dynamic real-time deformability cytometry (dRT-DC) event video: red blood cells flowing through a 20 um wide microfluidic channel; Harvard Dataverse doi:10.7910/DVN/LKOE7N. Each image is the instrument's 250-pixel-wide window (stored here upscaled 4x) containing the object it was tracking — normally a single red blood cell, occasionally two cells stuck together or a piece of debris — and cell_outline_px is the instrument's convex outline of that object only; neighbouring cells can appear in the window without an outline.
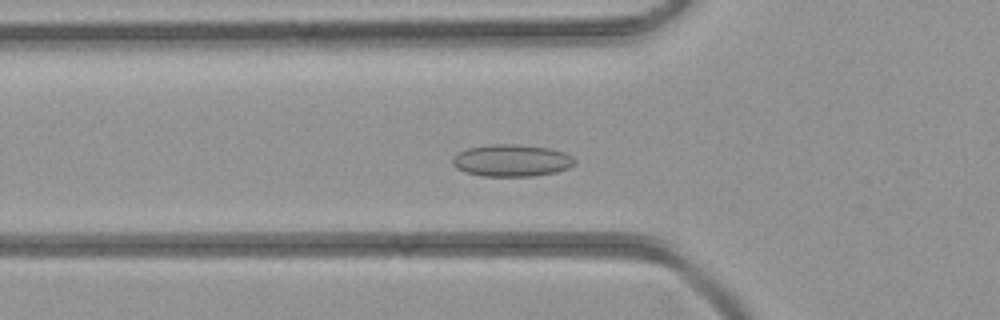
{"species": "common noctule bat (a hibernating species)", "species_latin": "Nyctalus noctula", "temperature_condition": "room temperature", "stored_images_in_passage": 46, "camera_frame_rate_fps": 3000, "um_per_image_px": 0.085, "animal": {"sex": "female", "body_mass_g": 21.9}, "frame": {"image": 1, "passage_image": 16, "time_ms": 5.0, "image_size_px": [1000, 320], "cell_outline_px": [[576, 164], [568, 168], [556, 172], [532, 176], [484, 176], [464, 172], [456, 168], [452, 164], [452, 160], [460, 152], [468, 148], [492, 144], [520, 144], [548, 148], [564, 152], [572, 156], [576, 160]], "centroid_in_image_um": [43.52, 13.64], "position_along_channel_um": 82.3, "area_um2": 22.83}}
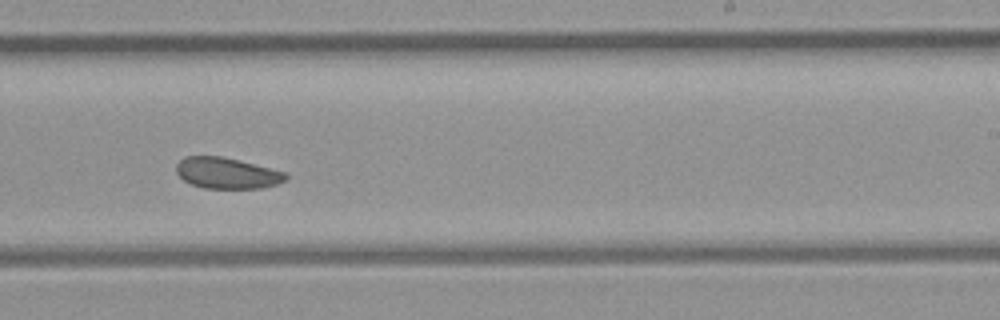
{"frame": {"image": 2, "passage_image": 28, "time_ms": 9.0, "image_size_px": [1000, 320], "cell_outline_px": [[288, 180], [276, 184], [260, 188], [204, 188], [192, 184], [184, 180], [176, 172], [176, 164], [184, 156], [220, 156], [288, 172]], "centroid_in_image_um": [19.31, 14.71], "position_along_channel_um": 269.7, "area_um2": 19.77}}
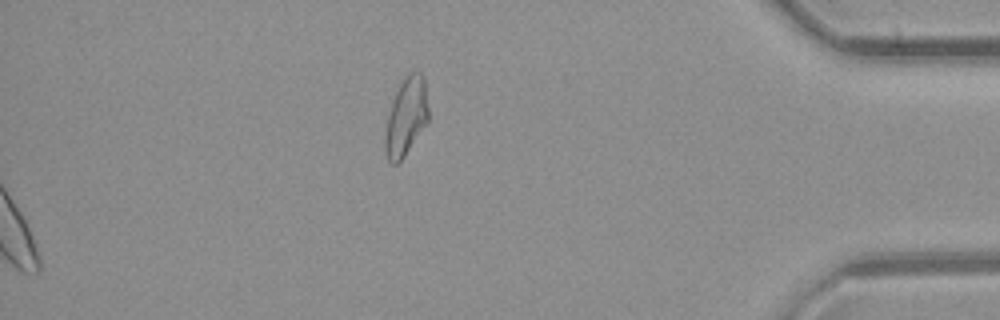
{"frame": {"image": 3, "passage_image": 46, "time_ms": 15.0, "image_size_px": [1000, 320], "cell_outline_px": [[428, 124], [404, 156], [396, 164], [392, 164], [388, 160], [384, 152], [384, 132], [392, 100], [400, 84], [408, 72], [420, 72], [424, 76], [428, 108]], "centroid_in_image_um": [34.52, 9.94], "position_along_channel_um": 400.7, "area_um2": 19.88}}